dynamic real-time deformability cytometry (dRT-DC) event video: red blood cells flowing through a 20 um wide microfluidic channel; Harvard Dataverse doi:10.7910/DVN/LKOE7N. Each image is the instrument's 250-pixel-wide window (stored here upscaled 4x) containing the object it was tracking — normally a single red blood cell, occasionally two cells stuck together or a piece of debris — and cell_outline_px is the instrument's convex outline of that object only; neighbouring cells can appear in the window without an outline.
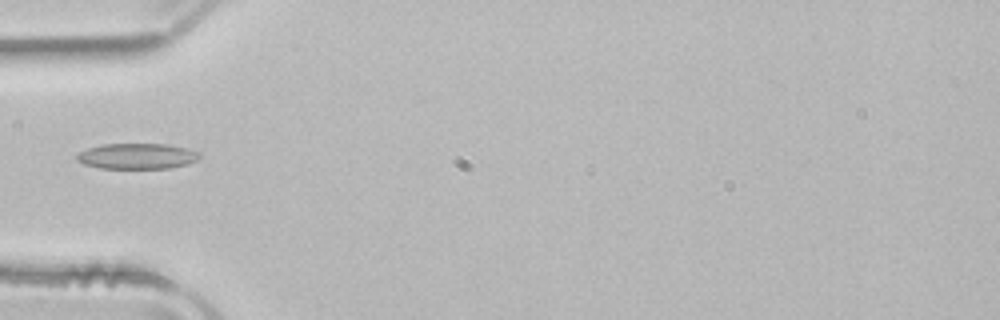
{"species": "common noctule bat (a hibernating species)", "species_latin": "Nyctalus noctula", "temperature_condition": "room temperature", "stored_images_in_passage": 4, "camera_frame_rate_fps": 3000, "um_per_image_px": 0.085, "animal": {"sex": "male", "body_mass_g": 21.5, "forearm_length_mm": 52.0}, "frame": {"image": 1, "passage_image": 1, "time_ms": 0.0, "image_size_px": [1000, 320], "cell_outline_px": [[200, 156], [196, 160], [188, 164], [172, 168], [100, 168], [84, 164], [76, 160], [76, 156], [80, 152], [88, 148], [104, 144], [168, 144], [188, 148], [200, 152]], "centroid_in_image_um": [11.68, 13.27], "position_along_channel_um": 73.3, "area_um2": 18.38}}